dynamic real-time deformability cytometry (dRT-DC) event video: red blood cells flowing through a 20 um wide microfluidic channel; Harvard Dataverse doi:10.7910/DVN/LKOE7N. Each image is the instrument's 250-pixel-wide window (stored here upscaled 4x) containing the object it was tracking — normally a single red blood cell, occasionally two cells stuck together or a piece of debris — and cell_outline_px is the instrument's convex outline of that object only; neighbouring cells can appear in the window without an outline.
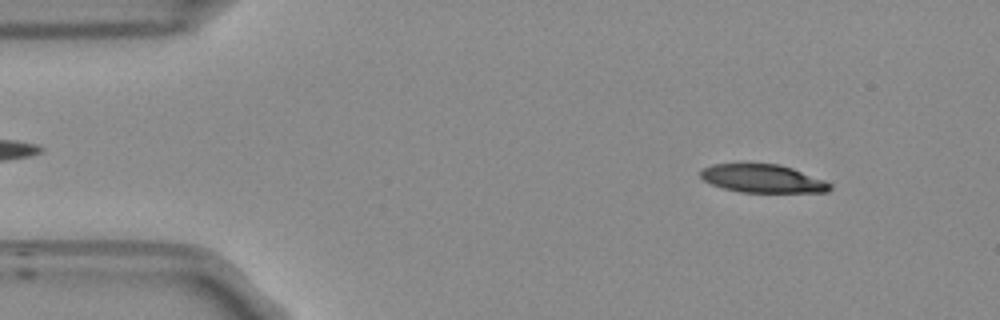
{"species": "Egyptian fruit bat (a non-hibernating species)", "species_latin": "Rousettus aegyptiacus", "temperature_condition": "room temperature", "stored_images_in_passage": 51, "camera_frame_rate_fps": 3000, "um_per_image_px": 0.085, "frame": {"image": 1, "passage_image": 4, "time_ms": 1.0, "image_size_px": [1000, 320], "cell_outline_px": [[832, 188], [828, 192], [740, 192], [724, 188], [712, 184], [704, 180], [700, 176], [700, 172], [704, 168], [712, 164], [780, 164], [792, 168], [824, 180], [832, 184]], "centroid_in_image_um": [64.85, 15.18], "position_along_channel_um": 20.2, "area_um2": 21.1}}
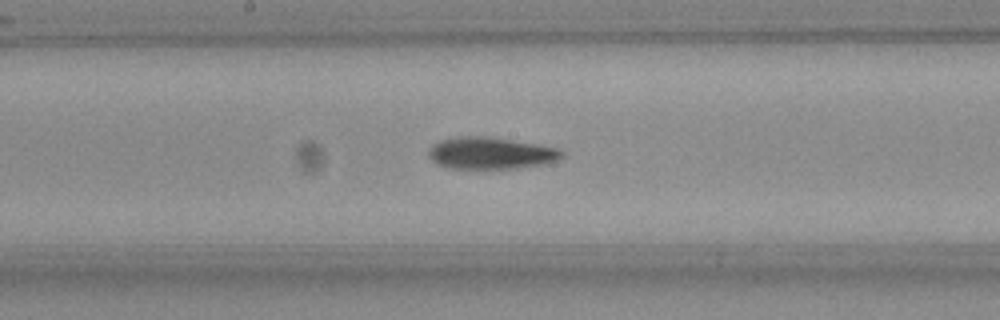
{"frame": {"image": 2, "passage_image": 25, "time_ms": 8.0, "image_size_px": [1000, 320], "cell_outline_px": [[564, 156], [556, 160], [544, 164], [516, 168], [444, 168], [436, 164], [428, 156], [428, 152], [440, 140], [460, 136], [488, 136], [536, 144], [556, 148], [564, 152]], "centroid_in_image_um": [41.7, 13.02], "position_along_channel_um": 206.5, "area_um2": 24.57}}
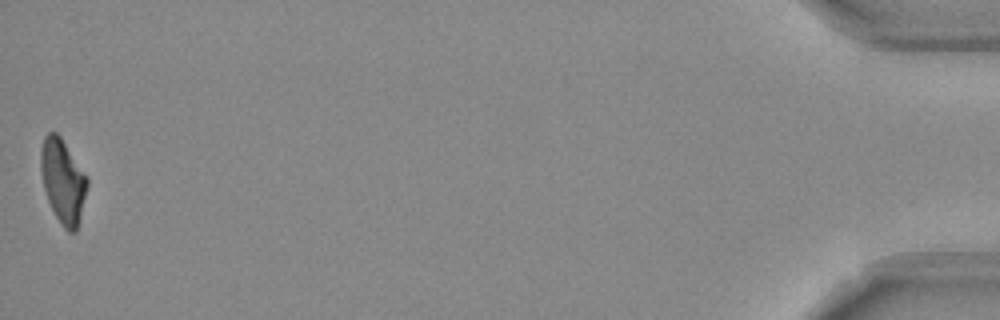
{"frame": {"image": 3, "passage_image": 51, "time_ms": 16.667, "image_size_px": [1000, 320], "cell_outline_px": [[88, 184], [80, 220], [76, 232], [68, 232], [60, 224], [48, 200], [44, 188], [40, 168], [40, 148], [44, 136], [48, 132], [56, 132], [60, 136], [88, 176]], "centroid_in_image_um": [5.35, 15.38], "position_along_channel_um": 429.8, "area_um2": 22.89}, "authors_computed_cell_mechanics": {"area_um2": 23.6402, "velocity_mm_per_s": 3.7613, "shape_relaxation_time_tau1_ms": 6.4697, "shape_relaxation_time_tau2_ms": 4.2015, "deformation_change_tau1": 0.197, "deformation_change_tau2": 0.1188}}